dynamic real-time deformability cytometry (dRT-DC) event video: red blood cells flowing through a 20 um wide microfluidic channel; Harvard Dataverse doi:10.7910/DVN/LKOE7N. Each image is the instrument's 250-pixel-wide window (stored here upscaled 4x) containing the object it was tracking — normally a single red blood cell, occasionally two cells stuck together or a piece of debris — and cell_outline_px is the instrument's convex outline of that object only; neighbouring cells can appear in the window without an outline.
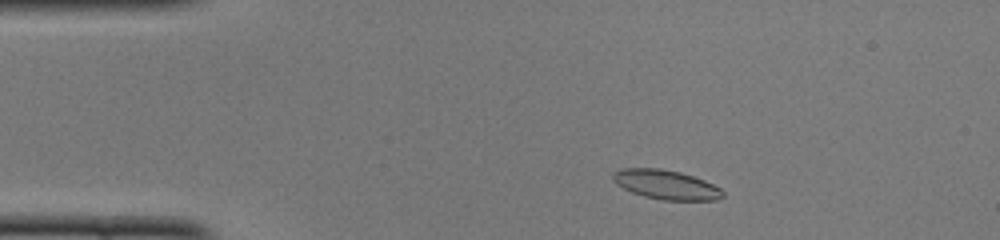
{"species": "common noctule bat (a hibernating species)", "species_latin": "Nyctalus noctula", "temperature_condition": "cold", "stored_images_in_passage": 47, "camera_frame_rate_fps": 3000, "um_per_image_px": 0.085, "animal": {"sex": "female", "body_mass_g": 22.0, "forearm_length_mm": 56.7}, "frame": {"image": 1, "passage_image": 5, "time_ms": 1.333, "image_size_px": [1000, 240], "cell_outline_px": [[724, 196], [716, 200], [660, 200], [644, 196], [632, 192], [616, 184], [612, 180], [612, 176], [620, 168], [660, 168], [680, 172], [704, 180], [720, 188], [724, 192]], "centroid_in_image_um": [56.61, 15.7], "position_along_channel_um": 28.4, "area_um2": 18.73}}
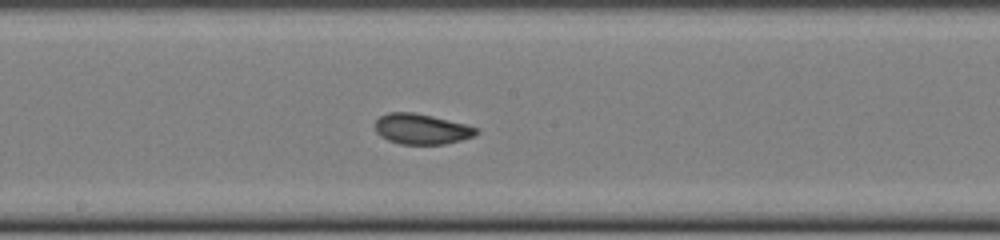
{"frame": {"image": 2, "passage_image": 23, "time_ms": 7.333, "image_size_px": [1000, 240], "cell_outline_px": [[480, 132], [472, 136], [460, 140], [444, 144], [400, 144], [388, 140], [380, 136], [376, 132], [376, 120], [380, 116], [388, 112], [412, 112], [432, 116], [464, 124], [476, 128]], "centroid_in_image_um": [35.79, 10.96], "position_along_channel_um": 212.4, "area_um2": 17.74}}
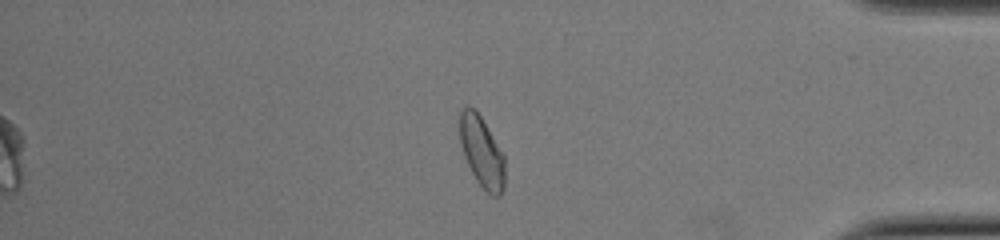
{"frame": {"image": 3, "passage_image": 39, "time_ms": 12.667, "image_size_px": [1000, 240], "cell_outline_px": [[504, 188], [500, 196], [492, 196], [476, 180], [464, 156], [460, 144], [460, 112], [464, 104], [468, 104], [476, 108], [504, 156]], "centroid_in_image_um": [40.93, 12.86], "position_along_channel_um": 394.3, "area_um2": 18.55}, "authors_computed_cell_mechanics": {"area_um2": 18.3804, "velocity_mm_per_s": 3.9534, "shape_relaxation_time_tau1_ms": 4.5626, "shape_relaxation_time_tau2_ms": 1.2764, "deformation_change_tau1": 0.1022, "deformation_change_tau2": 0.0495}}